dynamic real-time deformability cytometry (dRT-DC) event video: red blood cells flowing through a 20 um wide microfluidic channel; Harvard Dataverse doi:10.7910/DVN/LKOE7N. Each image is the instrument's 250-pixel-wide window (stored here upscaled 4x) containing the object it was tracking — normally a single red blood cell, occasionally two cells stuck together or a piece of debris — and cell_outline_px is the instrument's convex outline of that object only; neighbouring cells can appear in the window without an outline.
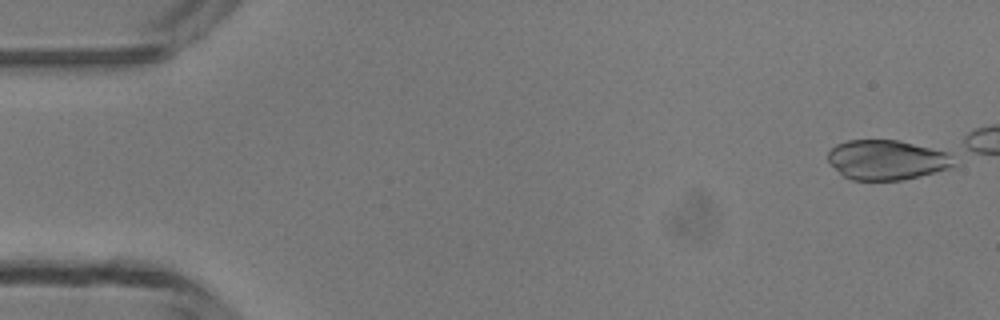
{"species": "common noctule bat (a hibernating species)", "species_latin": "Nyctalus noctula", "temperature_condition": "room temperature", "stored_images_in_passage": 5, "camera_frame_rate_fps": 3000, "um_per_image_px": 0.085, "animal": {"sex": "male", "body_mass_g": 13.3}, "frame": {"image": 1, "passage_image": 1, "time_ms": 0.0, "image_size_px": [1000, 320], "cell_outline_px": [[956, 164], [952, 168], [900, 180], [852, 180], [844, 176], [828, 160], [828, 152], [836, 144], [848, 140], [900, 140], [948, 152], [952, 156]], "centroid_in_image_um": [75.41, 13.58], "position_along_channel_um": 9.6, "area_um2": 29.13}}
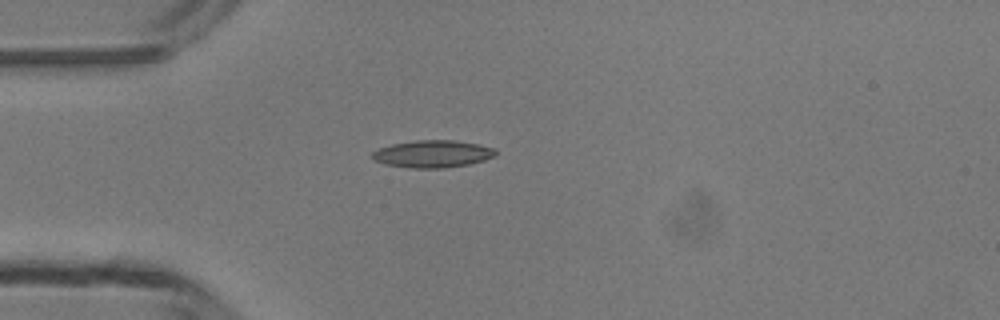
{"frame": {"image": 2, "passage_image": 5, "time_ms": 5.333, "image_size_px": [1000, 320], "cell_outline_px": [[496, 156], [484, 160], [468, 164], [444, 168], [408, 168], [384, 164], [372, 160], [372, 152], [380, 148], [392, 144], [416, 140], [456, 140], [496, 148]], "centroid_in_image_um": [36.76, 13.08], "position_along_channel_um": 48.2, "area_um2": 19.71}}